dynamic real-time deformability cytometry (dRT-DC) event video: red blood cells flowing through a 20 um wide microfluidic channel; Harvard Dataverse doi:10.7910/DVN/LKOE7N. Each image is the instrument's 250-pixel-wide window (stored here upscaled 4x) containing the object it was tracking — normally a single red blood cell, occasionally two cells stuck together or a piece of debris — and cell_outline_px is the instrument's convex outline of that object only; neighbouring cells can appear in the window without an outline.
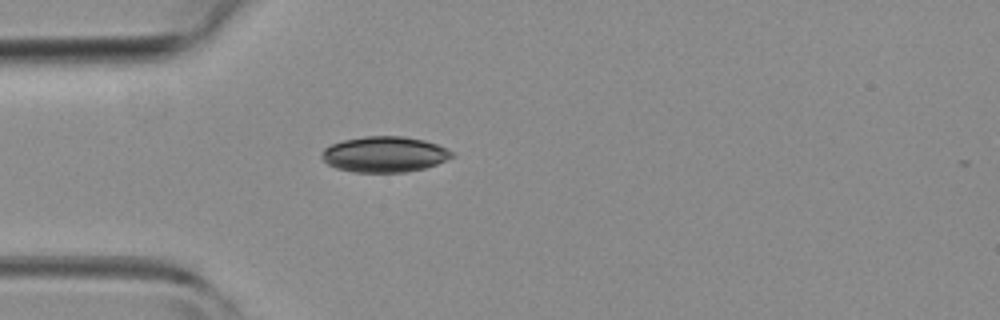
{"species": "common noctule bat (a hibernating species)", "species_latin": "Nyctalus noctula", "temperature_condition": "room temperature", "stored_images_in_passage": 3, "camera_frame_rate_fps": 3000, "um_per_image_px": 0.085, "animal": {"sex": "female", "body_mass_g": 19.3, "forearm_length_mm": 54.1}, "frame": {"image": 1, "passage_image": 3, "time_ms": 3.667, "image_size_px": [1000, 320], "cell_outline_px": [[456, 156], [436, 164], [424, 168], [404, 172], [352, 172], [336, 168], [328, 164], [320, 156], [324, 148], [332, 144], [344, 140], [364, 136], [404, 136], [424, 140], [436, 144], [452, 152]], "centroid_in_image_um": [32.67, 13.12], "position_along_channel_um": 52.3, "area_um2": 26.99}}